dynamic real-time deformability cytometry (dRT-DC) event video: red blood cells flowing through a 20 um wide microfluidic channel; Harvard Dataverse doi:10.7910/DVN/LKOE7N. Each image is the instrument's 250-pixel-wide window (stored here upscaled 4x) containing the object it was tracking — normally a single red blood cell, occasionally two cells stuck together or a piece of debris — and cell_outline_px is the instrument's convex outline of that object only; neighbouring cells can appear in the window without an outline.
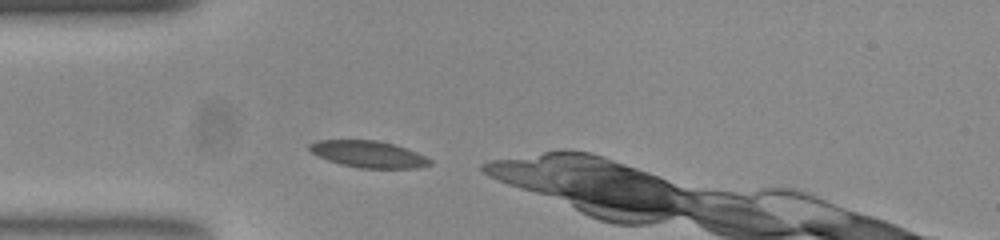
{"species": "common noctule bat (a hibernating species)", "species_latin": "Nyctalus noctula", "temperature_condition": "room temperature", "stored_images_in_passage": 27, "camera_frame_rate_fps": 3000, "um_per_image_px": 0.085, "animal": {"sex": "female", "body_mass_g": 23.0, "forearm_length_mm": 53.4}, "frame": {"image": 1, "passage_image": 1, "time_ms": 0.0, "image_size_px": [1000, 240], "cell_outline_px": [[432, 164], [416, 168], [360, 168], [340, 164], [328, 160], [312, 152], [308, 148], [308, 144], [320, 140], [376, 140], [392, 144], [416, 152], [432, 160]], "centroid_in_image_um": [31.31, 13.11], "position_along_channel_um": 53.7, "area_um2": 18.5}}
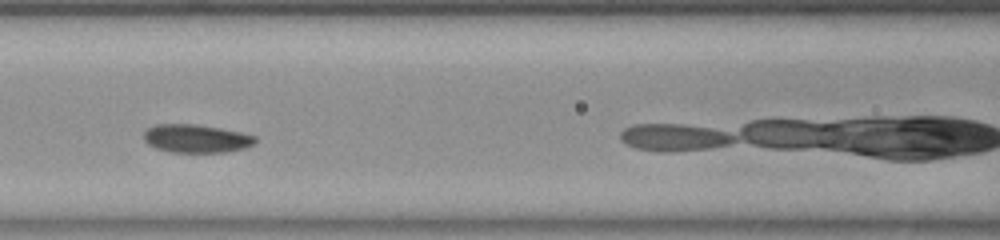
{"frame": {"image": 2, "passage_image": 9, "time_ms": 2.667, "image_size_px": [1000, 240], "cell_outline_px": [[256, 140], [252, 144], [244, 148], [224, 152], [172, 152], [156, 148], [148, 144], [144, 140], [144, 132], [148, 128], [156, 124], [192, 124], [220, 128], [240, 132], [256, 136]], "centroid_in_image_um": [16.65, 11.77], "position_along_channel_um": 149.9, "area_um2": 18.15}}
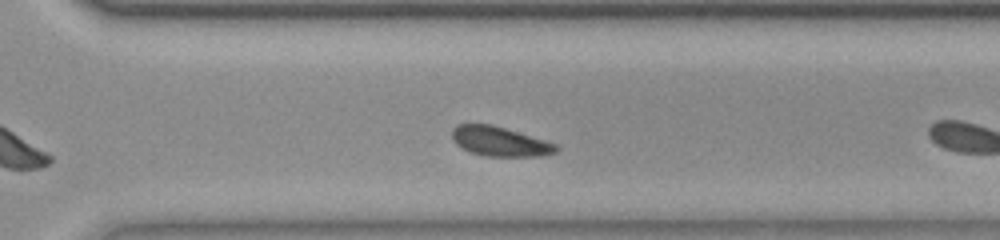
{"frame": {"image": 3, "passage_image": 23, "time_ms": 7.333, "image_size_px": [1000, 240], "cell_outline_px": [[560, 148], [556, 152], [540, 156], [488, 156], [472, 152], [456, 144], [452, 140], [452, 128], [460, 124], [488, 124], [504, 128], [544, 140], [556, 144]], "centroid_in_image_um": [42.48, 12.02], "position_along_channel_um": 328.1, "area_um2": 17.57}, "authors_computed_cell_mechanics": {"area_um2": 18.3226, "velocity_mm_per_s": 3.8294, "shape_relaxation_time_tau1_ms": null, "shape_relaxation_time_tau2_ms": 4.1677, "deformation_change_tau1": null, "deformation_change_tau2": 0.0723}}